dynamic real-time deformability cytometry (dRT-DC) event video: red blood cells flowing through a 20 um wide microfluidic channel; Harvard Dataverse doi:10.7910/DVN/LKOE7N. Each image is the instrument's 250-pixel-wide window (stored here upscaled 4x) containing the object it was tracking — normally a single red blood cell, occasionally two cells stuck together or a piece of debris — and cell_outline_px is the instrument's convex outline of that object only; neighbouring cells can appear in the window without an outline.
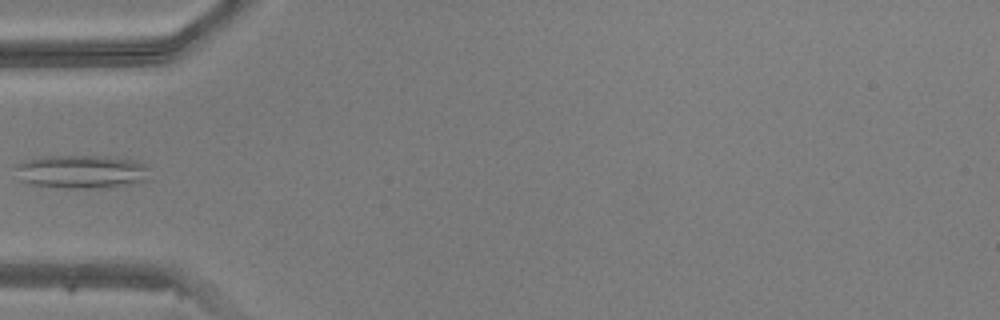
{"species": "common noctule bat (a hibernating species)", "species_latin": "Nyctalus noctula", "temperature_condition": "warm", "stored_images_in_passage": 33, "camera_frame_rate_fps": 3000, "um_per_image_px": 0.085, "animal": {"sex": "male", "body_mass_g": 20.5, "forearm_length_mm": 52.5}, "frame": {"image": 1, "passage_image": 1, "time_ms": 0.0, "image_size_px": [1000, 320], "cell_outline_px": [[148, 180], [104, 188], [64, 188], [32, 184], [20, 180], [12, 168], [16, 164], [24, 160], [40, 156], [104, 156], [136, 160], [144, 164], [148, 168]], "centroid_in_image_um": [6.87, 14.58], "position_along_channel_um": 78.1, "area_um2": 26.41}}
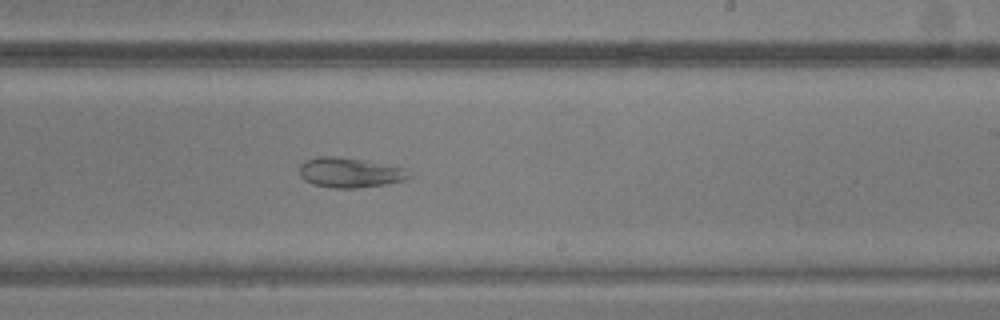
{"frame": {"image": 2, "passage_image": 14, "time_ms": 4.333, "image_size_px": [1000, 320], "cell_outline_px": [[412, 176], [404, 180], [388, 184], [356, 188], [332, 188], [312, 184], [304, 180], [300, 176], [300, 164], [304, 160], [316, 156], [332, 156], [360, 160], [408, 168]], "centroid_in_image_um": [29.73, 14.68], "position_along_channel_um": 259.3, "area_um2": 19.25}}
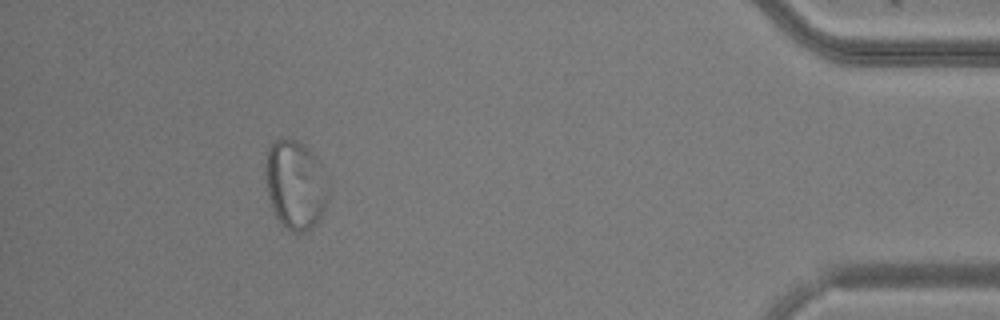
{"frame": {"image": 3, "passage_image": 29, "time_ms": 9.333, "image_size_px": [1000, 320], "cell_outline_px": [[328, 200], [316, 224], [312, 228], [304, 232], [292, 232], [276, 216], [268, 200], [264, 176], [268, 148], [272, 140], [280, 136], [288, 136], [296, 140], [316, 156], [320, 160], [328, 176]], "centroid_in_image_um": [25.1, 15.64], "position_along_channel_um": 410.1, "area_um2": 33.35}}